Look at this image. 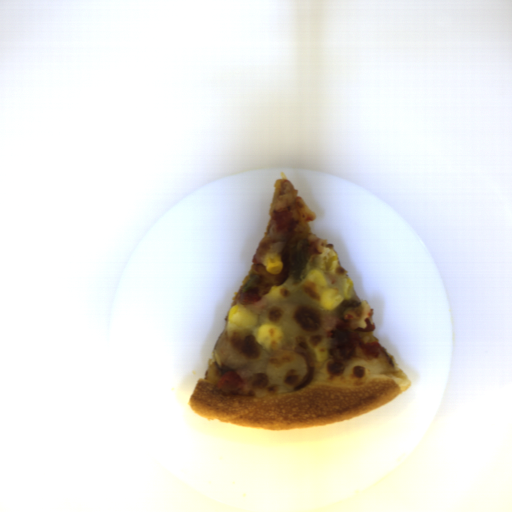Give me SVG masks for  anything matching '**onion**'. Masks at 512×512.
<instances>
[{"mask_svg":"<svg viewBox=\"0 0 512 512\" xmlns=\"http://www.w3.org/2000/svg\"><path fill=\"white\" fill-rule=\"evenodd\" d=\"M295 352L304 356L306 367H307V373H306V377L296 387H294L292 389L294 392L301 388L308 386L311 383V381L315 375L314 362L312 360L310 353L308 351H306L303 347L296 348Z\"/></svg>","mask_w":512,"mask_h":512,"instance_id":"obj_1","label":"onion"}]
</instances>
